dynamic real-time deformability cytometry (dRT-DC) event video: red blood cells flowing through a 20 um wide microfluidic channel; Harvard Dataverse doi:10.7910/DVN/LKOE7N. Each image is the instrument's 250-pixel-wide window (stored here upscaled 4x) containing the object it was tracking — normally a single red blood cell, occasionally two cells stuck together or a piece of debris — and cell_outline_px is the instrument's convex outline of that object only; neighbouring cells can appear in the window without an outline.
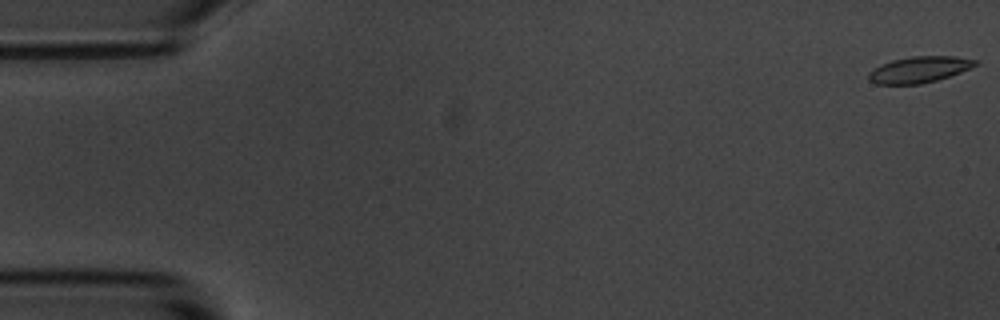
{"species": "common noctule bat (a hibernating species)", "species_latin": "Nyctalus noctula", "temperature_condition": "room temperature", "stored_images_in_passage": 4, "camera_frame_rate_fps": 3000, "um_per_image_px": 0.085, "animal": {"sex": "male", "body_mass_g": 20.1, "forearm_length_mm": 53.5}, "frame": {"image": 1, "passage_image": 1, "time_ms": 0.0, "image_size_px": [1000, 320], "cell_outline_px": [[980, 64], [960, 72], [936, 80], [920, 84], [876, 84], [868, 80], [868, 72], [872, 68], [880, 64], [892, 60], [912, 56], [956, 56], [976, 60]], "centroid_in_image_um": [78.1, 5.91], "position_along_channel_um": 6.9, "area_um2": 16.36}}